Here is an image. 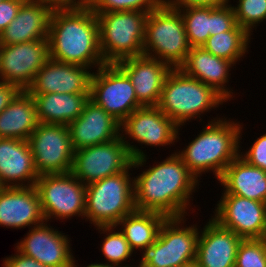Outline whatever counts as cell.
I'll list each match as a JSON object with an SVG mask.
<instances>
[{"label": "cell", "instance_id": "6da1fadb", "mask_svg": "<svg viewBox=\"0 0 266 267\" xmlns=\"http://www.w3.org/2000/svg\"><path fill=\"white\" fill-rule=\"evenodd\" d=\"M156 164V165H154ZM134 176L136 210L152 211L168 217H183L199 186L197 179L175 152L158 164Z\"/></svg>", "mask_w": 266, "mask_h": 267}, {"label": "cell", "instance_id": "7a4b0ae2", "mask_svg": "<svg viewBox=\"0 0 266 267\" xmlns=\"http://www.w3.org/2000/svg\"><path fill=\"white\" fill-rule=\"evenodd\" d=\"M47 40L53 60L90 69L107 64L100 50L97 15L89 6L53 10Z\"/></svg>", "mask_w": 266, "mask_h": 267}, {"label": "cell", "instance_id": "3957f363", "mask_svg": "<svg viewBox=\"0 0 266 267\" xmlns=\"http://www.w3.org/2000/svg\"><path fill=\"white\" fill-rule=\"evenodd\" d=\"M242 128L239 121L216 117L202 128L186 148L176 153L197 179L203 173L212 171L219 180L226 167L241 151L239 145Z\"/></svg>", "mask_w": 266, "mask_h": 267}, {"label": "cell", "instance_id": "277c9868", "mask_svg": "<svg viewBox=\"0 0 266 267\" xmlns=\"http://www.w3.org/2000/svg\"><path fill=\"white\" fill-rule=\"evenodd\" d=\"M224 102L227 100L214 88L176 68L165 78L157 107L183 127L187 121L201 118L202 113L218 108Z\"/></svg>", "mask_w": 266, "mask_h": 267}, {"label": "cell", "instance_id": "5b68a950", "mask_svg": "<svg viewBox=\"0 0 266 267\" xmlns=\"http://www.w3.org/2000/svg\"><path fill=\"white\" fill-rule=\"evenodd\" d=\"M191 47L178 9L163 1L149 12L145 24L143 55L179 68Z\"/></svg>", "mask_w": 266, "mask_h": 267}, {"label": "cell", "instance_id": "8992f818", "mask_svg": "<svg viewBox=\"0 0 266 267\" xmlns=\"http://www.w3.org/2000/svg\"><path fill=\"white\" fill-rule=\"evenodd\" d=\"M86 185L85 218L94 227L116 225L135 210L134 179L129 170Z\"/></svg>", "mask_w": 266, "mask_h": 267}, {"label": "cell", "instance_id": "52a82bcc", "mask_svg": "<svg viewBox=\"0 0 266 267\" xmlns=\"http://www.w3.org/2000/svg\"><path fill=\"white\" fill-rule=\"evenodd\" d=\"M148 14L142 11L97 14L100 50L106 63L143 55Z\"/></svg>", "mask_w": 266, "mask_h": 267}, {"label": "cell", "instance_id": "ba28073f", "mask_svg": "<svg viewBox=\"0 0 266 267\" xmlns=\"http://www.w3.org/2000/svg\"><path fill=\"white\" fill-rule=\"evenodd\" d=\"M185 218H166L156 241L141 250V261L135 267H182L195 262L200 228L184 226Z\"/></svg>", "mask_w": 266, "mask_h": 267}, {"label": "cell", "instance_id": "9c48e42d", "mask_svg": "<svg viewBox=\"0 0 266 267\" xmlns=\"http://www.w3.org/2000/svg\"><path fill=\"white\" fill-rule=\"evenodd\" d=\"M180 129L181 127L157 106H144L134 110L120 125V132H122L120 135L133 159V168L143 167L147 161V155L138 146L130 144L131 138L137 143L151 147L171 146L180 139ZM127 136L128 140H126Z\"/></svg>", "mask_w": 266, "mask_h": 267}, {"label": "cell", "instance_id": "30bf717a", "mask_svg": "<svg viewBox=\"0 0 266 267\" xmlns=\"http://www.w3.org/2000/svg\"><path fill=\"white\" fill-rule=\"evenodd\" d=\"M38 191L45 222L56 218L67 220L74 216L85 217L86 185L71 172L46 174L38 177Z\"/></svg>", "mask_w": 266, "mask_h": 267}, {"label": "cell", "instance_id": "8fae6325", "mask_svg": "<svg viewBox=\"0 0 266 267\" xmlns=\"http://www.w3.org/2000/svg\"><path fill=\"white\" fill-rule=\"evenodd\" d=\"M96 71L91 76L90 100L121 124L134 110L142 107L134 87L115 63H107Z\"/></svg>", "mask_w": 266, "mask_h": 267}, {"label": "cell", "instance_id": "7c38bea8", "mask_svg": "<svg viewBox=\"0 0 266 267\" xmlns=\"http://www.w3.org/2000/svg\"><path fill=\"white\" fill-rule=\"evenodd\" d=\"M28 141L39 176L71 172L74 150L68 125L39 123Z\"/></svg>", "mask_w": 266, "mask_h": 267}, {"label": "cell", "instance_id": "4fadbf2b", "mask_svg": "<svg viewBox=\"0 0 266 267\" xmlns=\"http://www.w3.org/2000/svg\"><path fill=\"white\" fill-rule=\"evenodd\" d=\"M132 160L120 135L110 142L75 150L71 173L87 185L125 171Z\"/></svg>", "mask_w": 266, "mask_h": 267}, {"label": "cell", "instance_id": "5bb4252c", "mask_svg": "<svg viewBox=\"0 0 266 267\" xmlns=\"http://www.w3.org/2000/svg\"><path fill=\"white\" fill-rule=\"evenodd\" d=\"M48 59V40L14 45L0 44V81L14 84L20 90H27Z\"/></svg>", "mask_w": 266, "mask_h": 267}, {"label": "cell", "instance_id": "9a60e30c", "mask_svg": "<svg viewBox=\"0 0 266 267\" xmlns=\"http://www.w3.org/2000/svg\"><path fill=\"white\" fill-rule=\"evenodd\" d=\"M211 216L242 239L266 238V203L223 194Z\"/></svg>", "mask_w": 266, "mask_h": 267}, {"label": "cell", "instance_id": "2e32d148", "mask_svg": "<svg viewBox=\"0 0 266 267\" xmlns=\"http://www.w3.org/2000/svg\"><path fill=\"white\" fill-rule=\"evenodd\" d=\"M67 236L44 222L31 227L26 236L16 243L15 250L47 267H72L74 257Z\"/></svg>", "mask_w": 266, "mask_h": 267}, {"label": "cell", "instance_id": "e0dca14e", "mask_svg": "<svg viewBox=\"0 0 266 267\" xmlns=\"http://www.w3.org/2000/svg\"><path fill=\"white\" fill-rule=\"evenodd\" d=\"M91 69L49 58L27 88L30 95L46 93L90 94Z\"/></svg>", "mask_w": 266, "mask_h": 267}, {"label": "cell", "instance_id": "ac0fdd59", "mask_svg": "<svg viewBox=\"0 0 266 267\" xmlns=\"http://www.w3.org/2000/svg\"><path fill=\"white\" fill-rule=\"evenodd\" d=\"M130 79L138 103L157 106L166 76L172 68L145 55L128 57L115 63Z\"/></svg>", "mask_w": 266, "mask_h": 267}, {"label": "cell", "instance_id": "d6986e66", "mask_svg": "<svg viewBox=\"0 0 266 267\" xmlns=\"http://www.w3.org/2000/svg\"><path fill=\"white\" fill-rule=\"evenodd\" d=\"M120 123L89 99L82 114L68 124L73 150L103 144L117 139Z\"/></svg>", "mask_w": 266, "mask_h": 267}, {"label": "cell", "instance_id": "ffe728a7", "mask_svg": "<svg viewBox=\"0 0 266 267\" xmlns=\"http://www.w3.org/2000/svg\"><path fill=\"white\" fill-rule=\"evenodd\" d=\"M44 222L35 186L0 188V226L20 229L35 227Z\"/></svg>", "mask_w": 266, "mask_h": 267}, {"label": "cell", "instance_id": "44dd1931", "mask_svg": "<svg viewBox=\"0 0 266 267\" xmlns=\"http://www.w3.org/2000/svg\"><path fill=\"white\" fill-rule=\"evenodd\" d=\"M202 229L195 263L199 267H235L237 249L242 238L212 217Z\"/></svg>", "mask_w": 266, "mask_h": 267}, {"label": "cell", "instance_id": "7402d4cb", "mask_svg": "<svg viewBox=\"0 0 266 267\" xmlns=\"http://www.w3.org/2000/svg\"><path fill=\"white\" fill-rule=\"evenodd\" d=\"M38 177L29 141L0 138V186H35Z\"/></svg>", "mask_w": 266, "mask_h": 267}, {"label": "cell", "instance_id": "603a6c76", "mask_svg": "<svg viewBox=\"0 0 266 267\" xmlns=\"http://www.w3.org/2000/svg\"><path fill=\"white\" fill-rule=\"evenodd\" d=\"M52 9L38 0H26L17 16L0 34V44L14 45L47 40Z\"/></svg>", "mask_w": 266, "mask_h": 267}, {"label": "cell", "instance_id": "cb8c5ba5", "mask_svg": "<svg viewBox=\"0 0 266 267\" xmlns=\"http://www.w3.org/2000/svg\"><path fill=\"white\" fill-rule=\"evenodd\" d=\"M235 64L217 57L203 47H192L179 69L188 77L195 78L214 88L227 101L233 99V90L227 88L231 68Z\"/></svg>", "mask_w": 266, "mask_h": 267}, {"label": "cell", "instance_id": "d4e9b609", "mask_svg": "<svg viewBox=\"0 0 266 267\" xmlns=\"http://www.w3.org/2000/svg\"><path fill=\"white\" fill-rule=\"evenodd\" d=\"M222 194H234L266 203V171L250 165L239 155L226 167L218 180Z\"/></svg>", "mask_w": 266, "mask_h": 267}, {"label": "cell", "instance_id": "484cf974", "mask_svg": "<svg viewBox=\"0 0 266 267\" xmlns=\"http://www.w3.org/2000/svg\"><path fill=\"white\" fill-rule=\"evenodd\" d=\"M38 125L35 101L21 90L0 113V138L28 141Z\"/></svg>", "mask_w": 266, "mask_h": 267}, {"label": "cell", "instance_id": "4316f807", "mask_svg": "<svg viewBox=\"0 0 266 267\" xmlns=\"http://www.w3.org/2000/svg\"><path fill=\"white\" fill-rule=\"evenodd\" d=\"M39 123L68 125L83 112L90 94L46 93L31 95Z\"/></svg>", "mask_w": 266, "mask_h": 267}, {"label": "cell", "instance_id": "83f0119b", "mask_svg": "<svg viewBox=\"0 0 266 267\" xmlns=\"http://www.w3.org/2000/svg\"><path fill=\"white\" fill-rule=\"evenodd\" d=\"M167 217L163 214L134 210L123 217L115 226L120 227L131 249L141 252L147 246L152 245L158 236L159 230Z\"/></svg>", "mask_w": 266, "mask_h": 267}, {"label": "cell", "instance_id": "f1b7e54d", "mask_svg": "<svg viewBox=\"0 0 266 267\" xmlns=\"http://www.w3.org/2000/svg\"><path fill=\"white\" fill-rule=\"evenodd\" d=\"M250 39L251 35L236 24L230 31L209 36L202 47L211 54L232 61L236 65V62L249 53Z\"/></svg>", "mask_w": 266, "mask_h": 267}, {"label": "cell", "instance_id": "f546056e", "mask_svg": "<svg viewBox=\"0 0 266 267\" xmlns=\"http://www.w3.org/2000/svg\"><path fill=\"white\" fill-rule=\"evenodd\" d=\"M97 229L100 234L106 235H104L103 243L100 244L102 255L108 261L105 264L110 267H133L128 264L122 265L124 261L126 262L127 259L131 258L134 251L131 249L123 233L118 230V227L114 225L97 226Z\"/></svg>", "mask_w": 266, "mask_h": 267}, {"label": "cell", "instance_id": "4dcf8cb0", "mask_svg": "<svg viewBox=\"0 0 266 267\" xmlns=\"http://www.w3.org/2000/svg\"><path fill=\"white\" fill-rule=\"evenodd\" d=\"M178 10L184 21L190 47H202L210 36V7H185Z\"/></svg>", "mask_w": 266, "mask_h": 267}, {"label": "cell", "instance_id": "1f68e13d", "mask_svg": "<svg viewBox=\"0 0 266 267\" xmlns=\"http://www.w3.org/2000/svg\"><path fill=\"white\" fill-rule=\"evenodd\" d=\"M237 1V6H232L236 23L252 35L253 28L266 20V0Z\"/></svg>", "mask_w": 266, "mask_h": 267}, {"label": "cell", "instance_id": "d6a6232c", "mask_svg": "<svg viewBox=\"0 0 266 267\" xmlns=\"http://www.w3.org/2000/svg\"><path fill=\"white\" fill-rule=\"evenodd\" d=\"M235 267H266V238L242 239L237 249Z\"/></svg>", "mask_w": 266, "mask_h": 267}, {"label": "cell", "instance_id": "836d02e7", "mask_svg": "<svg viewBox=\"0 0 266 267\" xmlns=\"http://www.w3.org/2000/svg\"><path fill=\"white\" fill-rule=\"evenodd\" d=\"M164 0H90L89 7L97 15L103 12H150Z\"/></svg>", "mask_w": 266, "mask_h": 267}, {"label": "cell", "instance_id": "e575fe53", "mask_svg": "<svg viewBox=\"0 0 266 267\" xmlns=\"http://www.w3.org/2000/svg\"><path fill=\"white\" fill-rule=\"evenodd\" d=\"M236 24L232 4L210 7V36L230 31Z\"/></svg>", "mask_w": 266, "mask_h": 267}, {"label": "cell", "instance_id": "d590c367", "mask_svg": "<svg viewBox=\"0 0 266 267\" xmlns=\"http://www.w3.org/2000/svg\"><path fill=\"white\" fill-rule=\"evenodd\" d=\"M239 156L250 165L266 171V133L257 138L248 151H239Z\"/></svg>", "mask_w": 266, "mask_h": 267}, {"label": "cell", "instance_id": "8d00e7d4", "mask_svg": "<svg viewBox=\"0 0 266 267\" xmlns=\"http://www.w3.org/2000/svg\"><path fill=\"white\" fill-rule=\"evenodd\" d=\"M26 0H3L0 2V34L15 19L21 5Z\"/></svg>", "mask_w": 266, "mask_h": 267}, {"label": "cell", "instance_id": "74e56055", "mask_svg": "<svg viewBox=\"0 0 266 267\" xmlns=\"http://www.w3.org/2000/svg\"><path fill=\"white\" fill-rule=\"evenodd\" d=\"M169 6L180 9L185 7H221L228 3L230 0H164Z\"/></svg>", "mask_w": 266, "mask_h": 267}, {"label": "cell", "instance_id": "f35d334b", "mask_svg": "<svg viewBox=\"0 0 266 267\" xmlns=\"http://www.w3.org/2000/svg\"><path fill=\"white\" fill-rule=\"evenodd\" d=\"M3 267H47L34 258L28 257L18 250L13 256L6 257L3 260Z\"/></svg>", "mask_w": 266, "mask_h": 267}, {"label": "cell", "instance_id": "ab89813d", "mask_svg": "<svg viewBox=\"0 0 266 267\" xmlns=\"http://www.w3.org/2000/svg\"><path fill=\"white\" fill-rule=\"evenodd\" d=\"M47 4L52 10L83 9L88 7L90 0H38Z\"/></svg>", "mask_w": 266, "mask_h": 267}, {"label": "cell", "instance_id": "60d3db41", "mask_svg": "<svg viewBox=\"0 0 266 267\" xmlns=\"http://www.w3.org/2000/svg\"><path fill=\"white\" fill-rule=\"evenodd\" d=\"M21 90L14 84L0 81V113Z\"/></svg>", "mask_w": 266, "mask_h": 267}, {"label": "cell", "instance_id": "b9f144b4", "mask_svg": "<svg viewBox=\"0 0 266 267\" xmlns=\"http://www.w3.org/2000/svg\"><path fill=\"white\" fill-rule=\"evenodd\" d=\"M72 267H78V265L76 264L75 257H74V260H73V263H72ZM86 267H110V266L106 265L105 263H98V264L97 263H92V264L87 265Z\"/></svg>", "mask_w": 266, "mask_h": 267}, {"label": "cell", "instance_id": "7bdbcfd3", "mask_svg": "<svg viewBox=\"0 0 266 267\" xmlns=\"http://www.w3.org/2000/svg\"><path fill=\"white\" fill-rule=\"evenodd\" d=\"M182 267H199V265H197L195 262H193V263H190V264L182 266Z\"/></svg>", "mask_w": 266, "mask_h": 267}]
</instances>
